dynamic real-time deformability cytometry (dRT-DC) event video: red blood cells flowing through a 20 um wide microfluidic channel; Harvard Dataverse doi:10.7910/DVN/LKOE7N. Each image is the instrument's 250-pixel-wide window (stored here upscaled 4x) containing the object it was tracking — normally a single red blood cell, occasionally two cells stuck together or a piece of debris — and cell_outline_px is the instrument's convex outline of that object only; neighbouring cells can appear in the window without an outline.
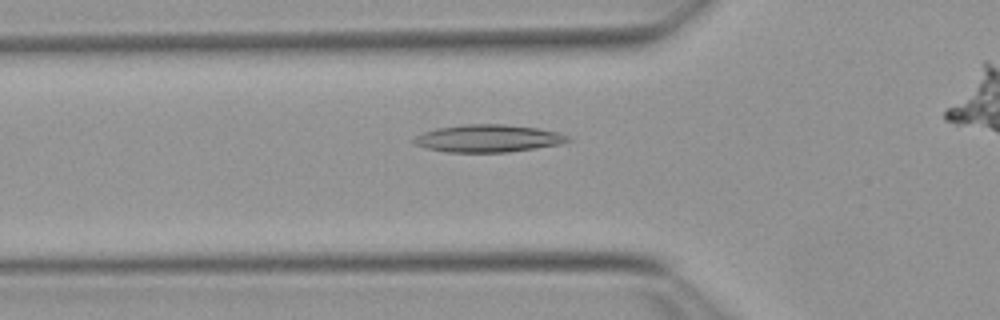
{"species": "Egyptian fruit bat (a non-hibernating species)", "species_latin": "Rousettus aegyptiacus", "temperature_condition": "warm", "stored_images_in_passage": 39, "camera_frame_rate_fps": 3000, "um_per_image_px": 0.085, "animal": {"sex": "female"}, "frame": {"image": 1, "passage_image": 13, "time_ms": 4.0, "image_size_px": [1000, 320], "cell_outline_px": [[572, 140], [560, 144], [536, 148], [508, 152], [448, 152], [428, 148], [412, 144], [408, 140], [424, 132], [436, 128], [464, 124], [504, 124], [536, 128], [560, 132], [568, 136]], "centroid_in_image_um": [41.46, 11.76], "position_along_channel_um": 84.3, "area_um2": 24.8}}
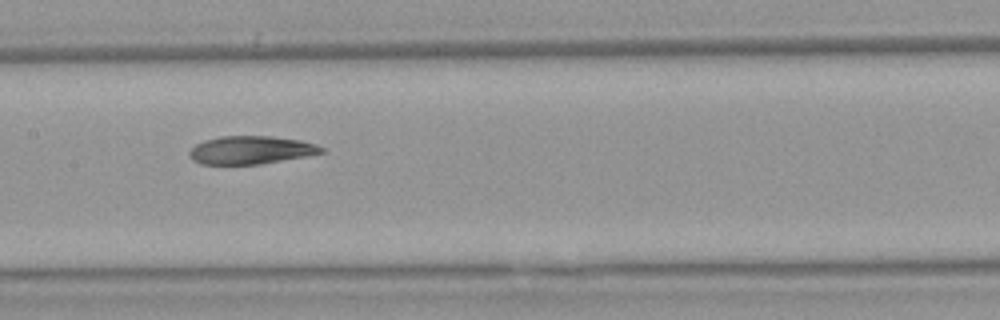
{"frame": {"image": 2, "passage_image": 21, "time_ms": 6.667, "image_size_px": [1000, 320], "cell_outline_px": [[324, 152], [308, 156], [260, 164], [200, 164], [192, 160], [188, 156], [188, 152], [196, 144], [204, 140], [220, 136], [272, 136], [300, 140], [316, 144], [324, 148]], "centroid_in_image_um": [21.31, 12.75], "position_along_channel_um": 186.1, "area_um2": 21.73}}
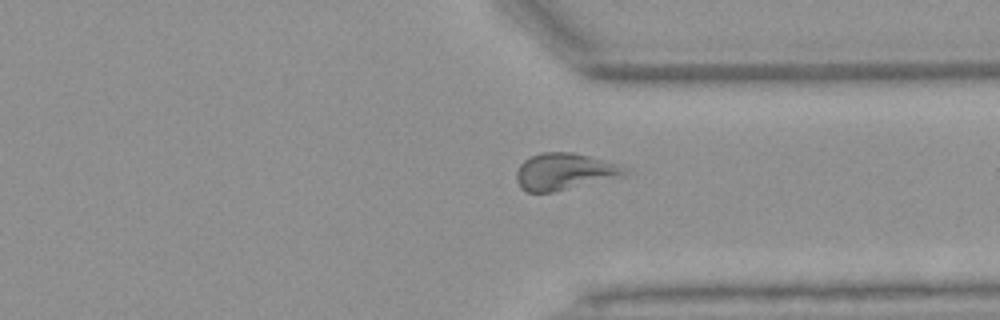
{"frame": {"image": 3, "passage_image": 35, "time_ms": 11.333, "image_size_px": [1000, 320], "cell_outline_px": [[636, 176], [552, 192], [528, 192], [520, 188], [516, 180], [516, 172], [520, 164], [524, 160], [540, 152], [572, 152], [620, 164], [632, 168], [636, 172]], "centroid_in_image_um": [48.19, 14.6], "position_along_channel_um": 363.2, "area_um2": 24.45}}